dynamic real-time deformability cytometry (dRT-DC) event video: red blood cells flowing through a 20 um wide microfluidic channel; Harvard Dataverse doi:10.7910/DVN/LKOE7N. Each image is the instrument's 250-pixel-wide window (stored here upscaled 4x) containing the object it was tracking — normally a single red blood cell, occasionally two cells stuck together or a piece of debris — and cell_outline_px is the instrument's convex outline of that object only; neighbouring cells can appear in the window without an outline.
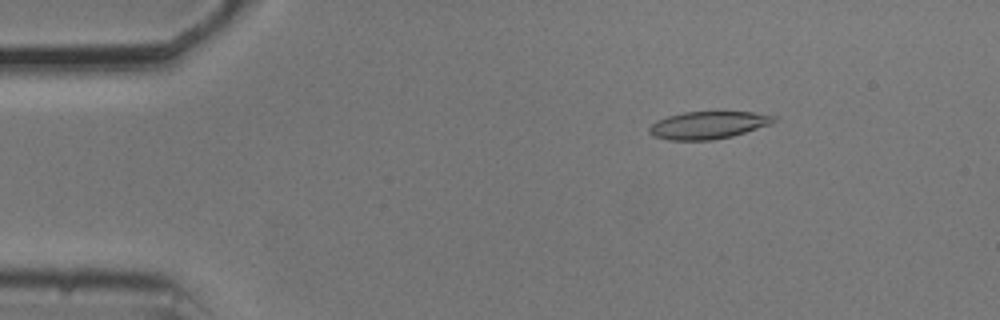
{"species": "common noctule bat (a hibernating species)", "species_latin": "Nyctalus noctula", "temperature_condition": "cold", "stored_images_in_passage": 16, "camera_frame_rate_fps": 3000, "um_per_image_px": 0.085, "animal": {"sex": "male", "body_mass_g": 20.5, "forearm_length_mm": 52.5}, "frame": {"image": 1, "passage_image": 8, "time_ms": 2.333, "image_size_px": [1000, 320], "cell_outline_px": [[776, 120], [772, 124], [732, 136], [712, 140], [668, 140], [652, 136], [648, 132], [648, 128], [656, 120], [668, 116], [684, 112], [752, 112], [776, 116]], "centroid_in_image_um": [60.17, 10.64], "position_along_channel_um": 24.8, "area_um2": 20.0}}